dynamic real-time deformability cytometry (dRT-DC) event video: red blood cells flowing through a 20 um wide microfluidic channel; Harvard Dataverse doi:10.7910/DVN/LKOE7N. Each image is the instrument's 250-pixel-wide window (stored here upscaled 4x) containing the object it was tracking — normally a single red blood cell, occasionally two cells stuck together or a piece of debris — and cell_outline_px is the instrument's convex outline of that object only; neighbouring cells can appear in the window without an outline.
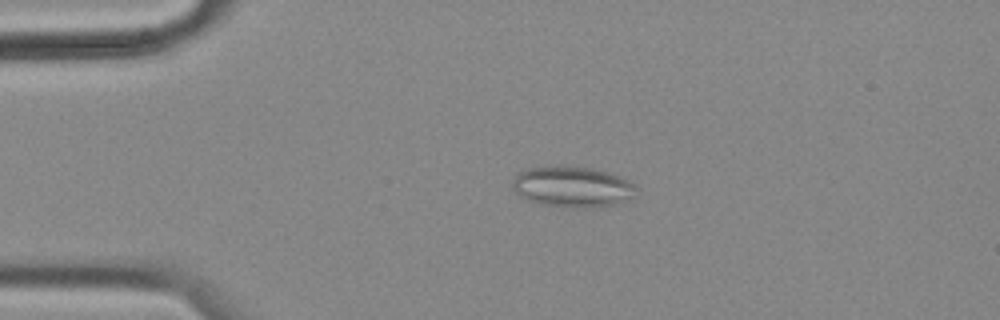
{"species": "common noctule bat (a hibernating species)", "species_latin": "Nyctalus noctula", "temperature_condition": "cold", "stored_images_in_passage": 53, "camera_frame_rate_fps": 3000, "um_per_image_px": 0.085, "animal": {"sex": "female", "body_mass_g": 18.4}, "frame": {"image": 1, "passage_image": 8, "time_ms": 2.333, "image_size_px": [1000, 320], "cell_outline_px": [[636, 188], [632, 200], [616, 204], [584, 208], [576, 208], [540, 204], [528, 200], [520, 196], [512, 188], [512, 180], [520, 172], [528, 168], [556, 164], [560, 164], [592, 168], [620, 176], [632, 184]], "centroid_in_image_um": [48.63, 15.86], "position_along_channel_um": 36.4, "area_um2": 29.77}}
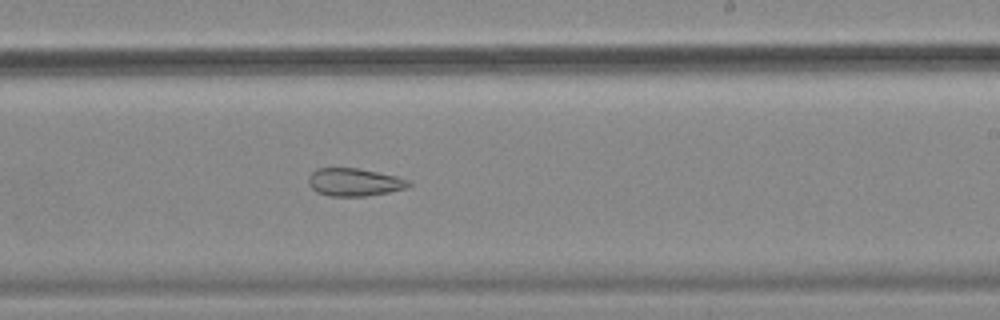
{"frame": {"image": 2, "passage_image": 30, "time_ms": 9.667, "image_size_px": [1000, 320], "cell_outline_px": [[412, 184], [408, 188], [368, 196], [332, 196], [316, 192], [308, 184], [308, 176], [316, 168], [356, 168], [396, 176], [408, 180]], "centroid_in_image_um": [30.1, 15.49], "position_along_channel_um": 258.9, "area_um2": 16.24}}
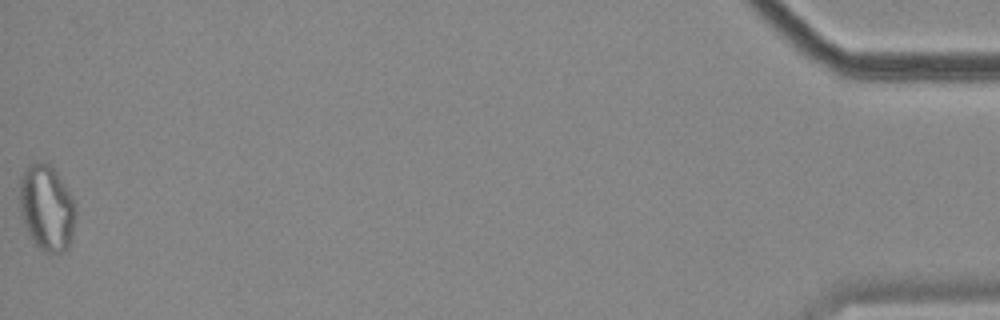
{"frame": {"image": 3, "passage_image": 53, "time_ms": 17.333, "image_size_px": [1000, 320], "cell_outline_px": [[76, 216], [72, 240], [68, 248], [64, 252], [44, 252], [36, 248], [28, 236], [20, 216], [20, 180], [24, 168], [28, 164], [36, 160], [48, 164], [56, 172], [68, 192], [72, 200], [76, 212]], "centroid_in_image_um": [3.94, 17.71], "position_along_channel_um": 431.3, "area_um2": 28.44}, "authors_computed_cell_mechanics": {"area_um2": 22.8888, "velocity_mm_per_s": 3.4972, "shape_relaxation_time_tau1_ms": null, "shape_relaxation_time_tau2_ms": 3.8887, "deformation_change_tau1": null, "deformation_change_tau2": 0.1133}}